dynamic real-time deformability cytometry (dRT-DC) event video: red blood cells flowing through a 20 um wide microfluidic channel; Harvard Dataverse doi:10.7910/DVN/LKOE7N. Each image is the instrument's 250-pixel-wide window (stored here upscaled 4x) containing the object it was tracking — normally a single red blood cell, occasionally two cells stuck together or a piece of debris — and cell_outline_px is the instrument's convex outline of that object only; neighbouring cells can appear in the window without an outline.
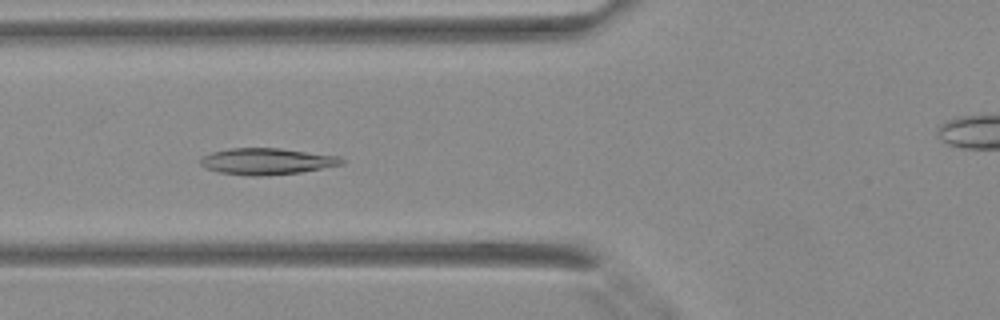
{"species": "Egyptian fruit bat (a non-hibernating species)", "species_latin": "Rousettus aegyptiacus", "temperature_condition": "warm", "stored_images_in_passage": 3, "camera_frame_rate_fps": 3000, "um_per_image_px": 0.085, "animal": {"sex": "female"}, "frame": {"image": 1, "passage_image": 2, "time_ms": 0.333, "image_size_px": [1000, 320], "cell_outline_px": [[344, 164], [300, 172], [260, 176], [248, 176], [220, 172], [208, 168], [200, 164], [200, 160], [204, 156], [212, 152], [228, 148], [280, 148], [340, 156], [344, 160]], "centroid_in_image_um": [22.7, 13.71], "position_along_channel_um": 103.1, "area_um2": 21.62}}